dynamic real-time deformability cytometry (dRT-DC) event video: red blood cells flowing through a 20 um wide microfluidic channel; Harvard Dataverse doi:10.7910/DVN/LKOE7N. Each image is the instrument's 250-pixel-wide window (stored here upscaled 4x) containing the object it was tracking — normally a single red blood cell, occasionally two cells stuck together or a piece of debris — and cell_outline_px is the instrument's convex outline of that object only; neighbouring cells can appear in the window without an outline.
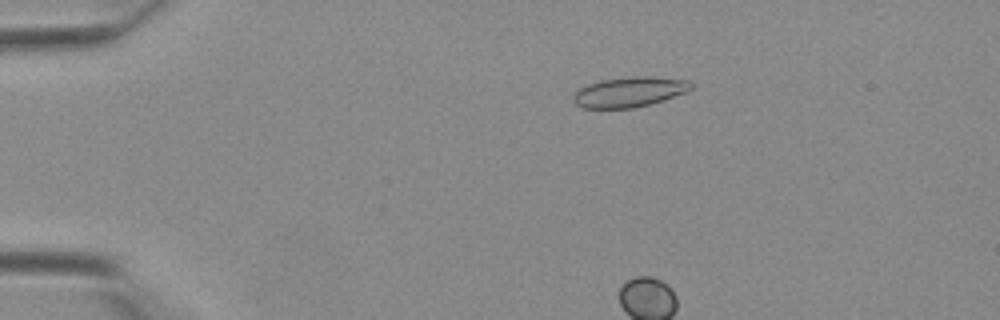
{"species": "Egyptian fruit bat (a non-hibernating species)", "species_latin": "Rousettus aegyptiacus", "temperature_condition": "warm", "stored_images_in_passage": 45, "camera_frame_rate_fps": 3000, "um_per_image_px": 0.085, "animal": {"sex": "female"}, "frame": {"image": 1, "passage_image": 9, "time_ms": 2.667, "image_size_px": [1000, 320], "cell_outline_px": [[692, 88], [684, 92], [648, 104], [632, 108], [584, 108], [576, 104], [572, 100], [572, 96], [580, 88], [588, 84], [600, 80], [636, 76], [644, 76], [688, 80], [692, 84]], "centroid_in_image_um": [53.43, 7.81], "position_along_channel_um": 31.6, "area_um2": 20.23}}
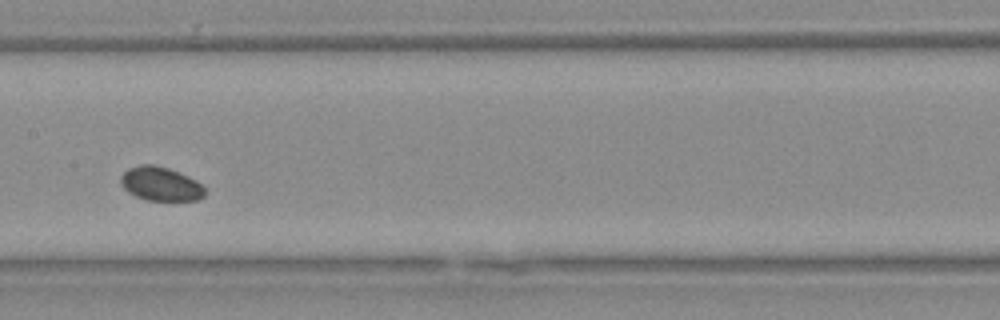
{"frame": {"image": 2, "passage_image": 24, "time_ms": 7.667, "image_size_px": [1000, 320], "cell_outline_px": [[208, 192], [200, 200], [144, 200], [128, 192], [120, 184], [120, 176], [128, 168], [140, 164], [152, 164], [168, 168], [188, 176], [196, 180]], "centroid_in_image_um": [13.65, 15.63], "position_along_channel_um": 193.7, "area_um2": 16.76}}
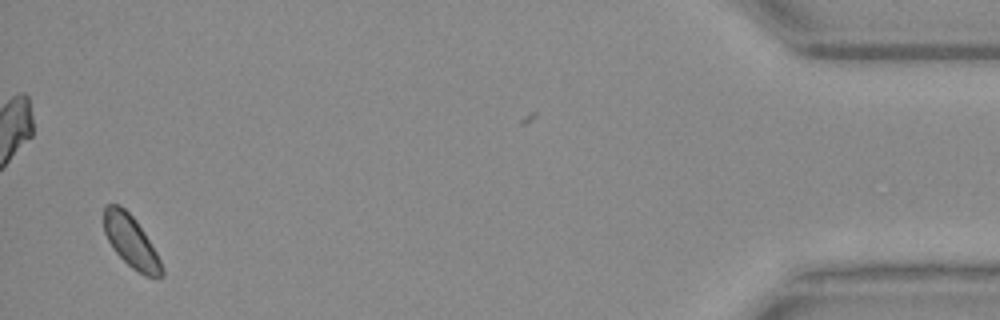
{"frame": {"image": 3, "passage_image": 43, "time_ms": 14.0, "image_size_px": [1000, 320], "cell_outline_px": [[164, 276], [156, 280], [144, 276], [132, 268], [112, 248], [104, 232], [104, 208], [108, 204], [120, 204], [136, 220], [144, 232], [156, 252], [164, 268]], "centroid_in_image_um": [11.17, 20.57], "position_along_channel_um": 424.0, "area_um2": 17.69}}